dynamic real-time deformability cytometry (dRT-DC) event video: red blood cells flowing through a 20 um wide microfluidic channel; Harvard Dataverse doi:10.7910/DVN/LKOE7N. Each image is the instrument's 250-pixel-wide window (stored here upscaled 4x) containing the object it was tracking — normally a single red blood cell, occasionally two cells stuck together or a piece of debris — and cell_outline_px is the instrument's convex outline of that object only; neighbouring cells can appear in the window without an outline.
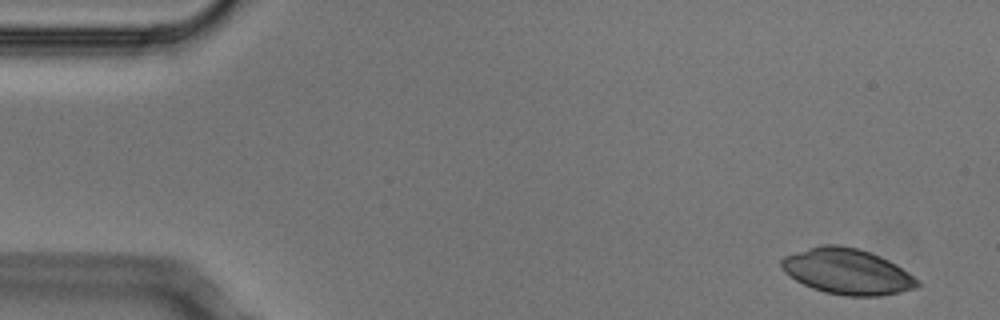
{"species": "Egyptian fruit bat (a non-hibernating species)", "species_latin": "Rousettus aegyptiacus", "temperature_condition": "cold", "stored_images_in_passage": 5, "camera_frame_rate_fps": 3000, "um_per_image_px": 0.085, "animal": {"sex": "male"}, "frame": {"image": 1, "passage_image": 1, "time_ms": 0.0, "image_size_px": [1000, 320], "cell_outline_px": [[920, 288], [880, 296], [844, 296], [824, 292], [812, 288], [796, 280], [784, 272], [780, 264], [780, 260], [784, 256], [808, 248], [824, 244], [836, 244], [860, 248], [880, 256], [896, 264], [920, 280]], "centroid_in_image_um": [72.04, 23.08], "position_along_channel_um": 13.0, "area_um2": 36.47}}